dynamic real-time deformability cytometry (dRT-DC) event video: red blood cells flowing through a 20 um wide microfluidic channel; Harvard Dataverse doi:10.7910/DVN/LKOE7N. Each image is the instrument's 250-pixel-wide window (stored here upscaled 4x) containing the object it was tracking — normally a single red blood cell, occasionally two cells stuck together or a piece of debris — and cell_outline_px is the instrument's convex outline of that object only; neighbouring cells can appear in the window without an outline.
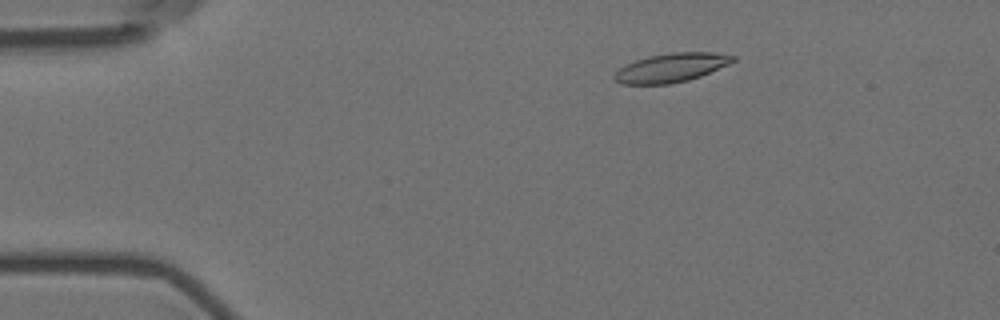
{"species": "Egyptian fruit bat (a non-hibernating species)", "species_latin": "Rousettus aegyptiacus", "temperature_condition": "room temperature", "stored_images_in_passage": 57, "camera_frame_rate_fps": 3000, "um_per_image_px": 0.085, "animal": {"sex": "female"}, "frame": {"image": 1, "passage_image": 10, "time_ms": 3.0, "image_size_px": [1000, 320], "cell_outline_px": [[736, 60], [728, 64], [700, 76], [688, 80], [672, 84], [620, 84], [612, 76], [624, 64], [648, 56], [672, 52], [712, 52], [736, 56]], "centroid_in_image_um": [57.03, 5.75], "position_along_channel_um": 28.0, "area_um2": 19.94}}
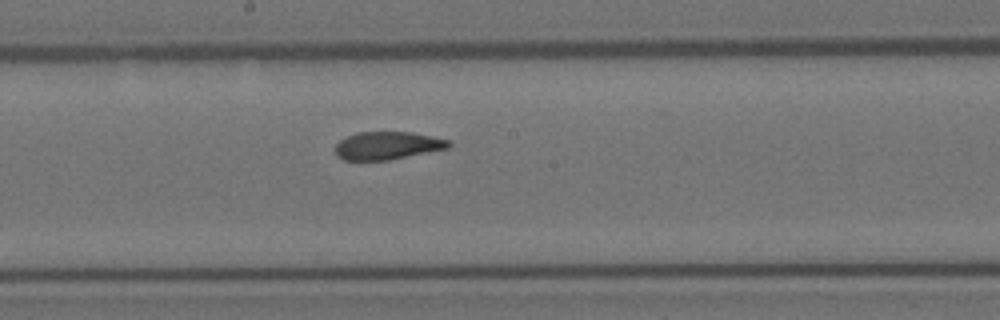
{"frame": {"image": 2, "passage_image": 31, "time_ms": 10.0, "image_size_px": [1000, 320], "cell_outline_px": [[452, 144], [448, 148], [388, 160], [344, 160], [336, 156], [336, 144], [340, 140], [356, 132], [412, 132], [452, 140]], "centroid_in_image_um": [32.95, 12.37], "position_along_channel_um": 215.3, "area_um2": 18.44}}
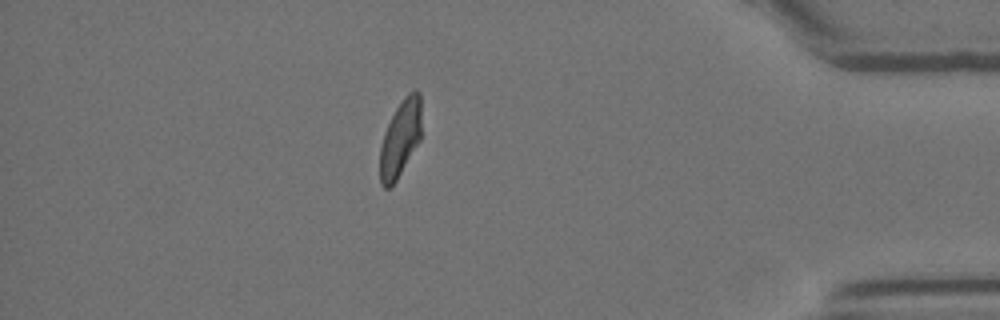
{"frame": {"image": 3, "passage_image": 50, "time_ms": 16.333, "image_size_px": [1000, 320], "cell_outline_px": [[420, 140], [396, 180], [388, 188], [384, 188], [380, 184], [380, 148], [384, 132], [396, 108], [404, 96], [408, 92], [416, 88], [420, 92]], "centroid_in_image_um": [34.02, 11.74], "position_along_channel_um": 401.2, "area_um2": 18.32}, "authors_computed_cell_mechanics": {"area_um2": 19.5364, "velocity_mm_per_s": 3.5682, "shape_relaxation_time_tau1_ms": 5.5749, "shape_relaxation_time_tau2_ms": 1.3794, "deformation_change_tau1": 0.1759, "deformation_change_tau2": 0.0799}}